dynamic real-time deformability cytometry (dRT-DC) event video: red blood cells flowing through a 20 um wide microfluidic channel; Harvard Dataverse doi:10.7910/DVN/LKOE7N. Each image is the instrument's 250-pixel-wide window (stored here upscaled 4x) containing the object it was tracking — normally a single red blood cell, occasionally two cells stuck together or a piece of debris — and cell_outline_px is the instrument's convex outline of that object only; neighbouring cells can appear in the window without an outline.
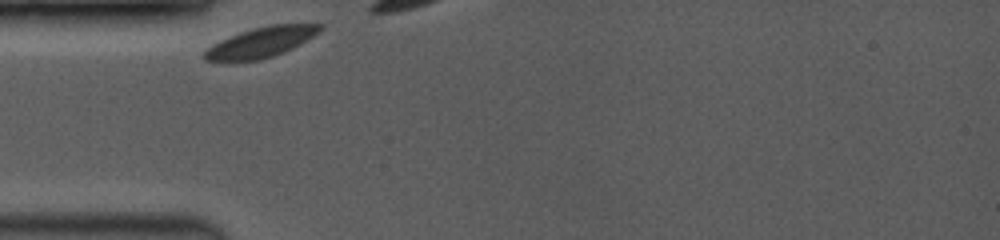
{"species": "common noctule bat (a hibernating species)", "species_latin": "Nyctalus noctula", "temperature_condition": "room temperature", "stored_images_in_passage": 7, "camera_frame_rate_fps": 3500, "um_per_image_px": 0.085, "animal": {"sex": "female", "body_mass_g": 19.0, "forearm_length_mm": 53.3}, "frame": {"image": 1, "passage_image": 1, "time_ms": 0.0, "image_size_px": [1000, 240], "cell_outline_px": [[324, 28], [320, 32], [300, 44], [284, 52], [260, 60], [204, 60], [200, 56], [212, 44], [220, 40], [240, 32], [252, 28], [268, 24], [324, 24]], "centroid_in_image_um": [22.21, 3.57], "position_along_channel_um": 62.8, "area_um2": 20.29}}